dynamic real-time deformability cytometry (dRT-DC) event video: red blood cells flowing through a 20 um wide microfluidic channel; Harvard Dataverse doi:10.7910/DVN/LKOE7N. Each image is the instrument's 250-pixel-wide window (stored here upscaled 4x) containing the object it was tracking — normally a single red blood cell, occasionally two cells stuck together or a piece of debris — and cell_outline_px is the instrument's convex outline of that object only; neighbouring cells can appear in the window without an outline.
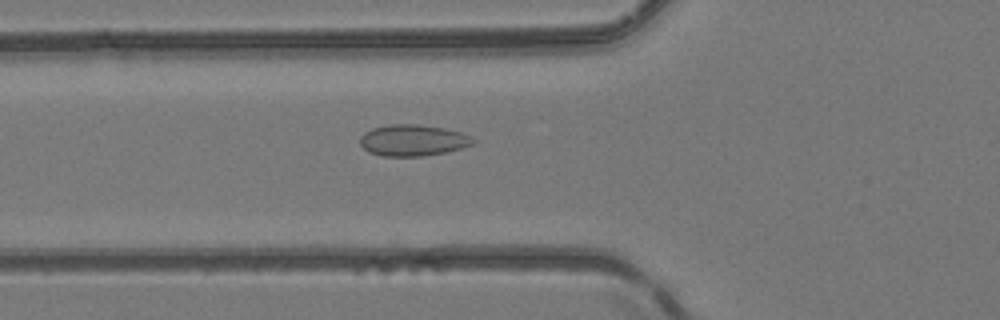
{"species": "common noctule bat (a hibernating species)", "species_latin": "Nyctalus noctula", "temperature_condition": "room temperature", "stored_images_in_passage": 36, "camera_frame_rate_fps": 3000, "um_per_image_px": 0.085, "animal": {"sex": "female", "body_mass_g": 24.6, "forearm_length_mm": 56.2}, "frame": {"image": 1, "passage_image": 4, "time_ms": 1.0, "image_size_px": [1000, 320], "cell_outline_px": [[476, 140], [472, 144], [460, 148], [444, 152], [420, 156], [384, 156], [368, 152], [360, 144], [360, 136], [364, 132], [372, 128], [392, 124], [416, 124], [444, 128], [460, 132], [472, 136]], "centroid_in_image_um": [35.07, 11.92], "position_along_channel_um": 90.7, "area_um2": 20.52}}
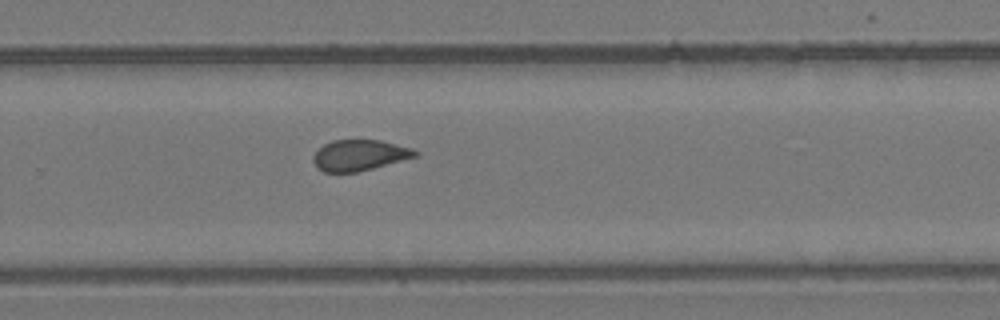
{"frame": {"image": 2, "passage_image": 19, "time_ms": 6.0, "image_size_px": [1000, 320], "cell_outline_px": [[420, 152], [416, 156], [372, 168], [356, 172], [324, 172], [316, 168], [312, 160], [312, 156], [324, 144], [332, 140], [380, 140], [412, 148]], "centroid_in_image_um": [30.52, 13.19], "position_along_channel_um": 299.3, "area_um2": 18.21}}
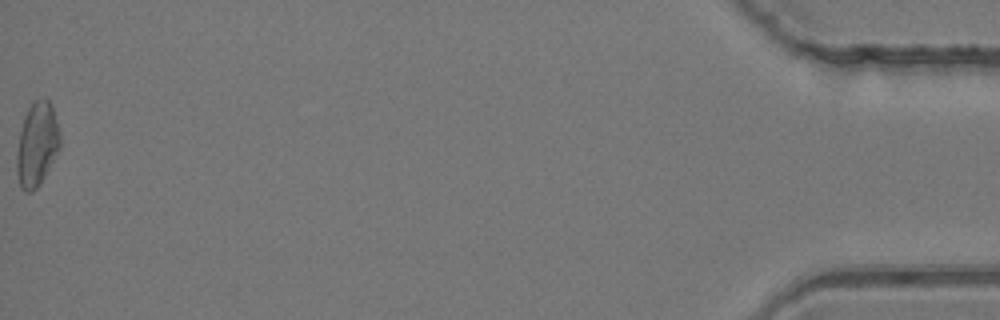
{"frame": {"image": 3, "passage_image": 36, "time_ms": 11.667, "image_size_px": [1000, 320], "cell_outline_px": [[60, 148], [40, 184], [32, 192], [24, 192], [20, 188], [16, 172], [16, 152], [20, 132], [24, 116], [28, 108], [36, 100], [44, 96], [48, 100], [52, 108], [60, 132]], "centroid_in_image_um": [3.12, 12.3], "position_along_channel_um": 432.1, "area_um2": 21.27}, "authors_computed_cell_mechanics": {"area_um2": 19.2474, "velocity_mm_per_s": 4.1611, "shape_relaxation_time_tau1_ms": null, "shape_relaxation_time_tau2_ms": 1.8488, "deformation_change_tau1": null, "deformation_change_tau2": 0.0766}}